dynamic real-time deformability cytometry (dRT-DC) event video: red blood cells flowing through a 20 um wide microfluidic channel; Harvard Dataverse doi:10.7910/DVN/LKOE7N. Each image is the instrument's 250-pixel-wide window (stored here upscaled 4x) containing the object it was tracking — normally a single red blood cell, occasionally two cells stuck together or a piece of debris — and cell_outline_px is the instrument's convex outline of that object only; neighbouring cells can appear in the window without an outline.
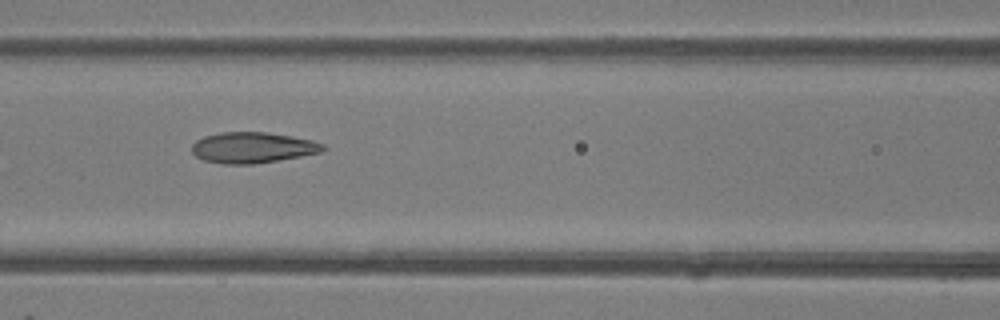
{"species": "common noctule bat (a hibernating species)", "species_latin": "Nyctalus noctula", "temperature_condition": "room temperature", "stored_images_in_passage": 10, "camera_frame_rate_fps": 3000, "um_per_image_px": 0.085, "animal": {"sex": "female"}, "frame": {"image": 1, "passage_image": 7, "time_ms": 2.0, "image_size_px": [1000, 320], "cell_outline_px": [[328, 148], [320, 152], [300, 156], [256, 164], [224, 164], [204, 160], [196, 156], [192, 152], [192, 144], [196, 140], [204, 136], [220, 132], [264, 132], [292, 136], [312, 140], [324, 144]], "centroid_in_image_um": [21.47, 12.54], "position_along_channel_um": 145.1, "area_um2": 23.58}}
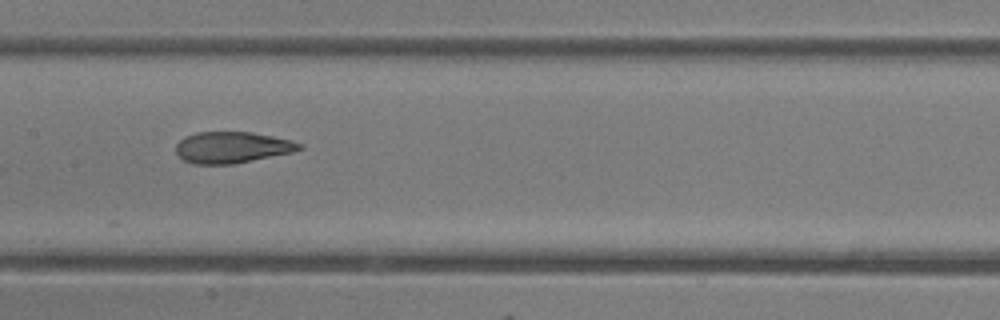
{"frame": {"image": 2, "passage_image": 8, "time_ms": 2.333, "image_size_px": [1000, 320], "cell_outline_px": [[304, 148], [292, 152], [232, 164], [192, 164], [184, 160], [176, 152], [176, 144], [184, 136], [196, 132], [252, 132], [292, 140], [304, 144]], "centroid_in_image_um": [19.73, 12.52], "position_along_channel_um": 187.7, "area_um2": 22.54}}